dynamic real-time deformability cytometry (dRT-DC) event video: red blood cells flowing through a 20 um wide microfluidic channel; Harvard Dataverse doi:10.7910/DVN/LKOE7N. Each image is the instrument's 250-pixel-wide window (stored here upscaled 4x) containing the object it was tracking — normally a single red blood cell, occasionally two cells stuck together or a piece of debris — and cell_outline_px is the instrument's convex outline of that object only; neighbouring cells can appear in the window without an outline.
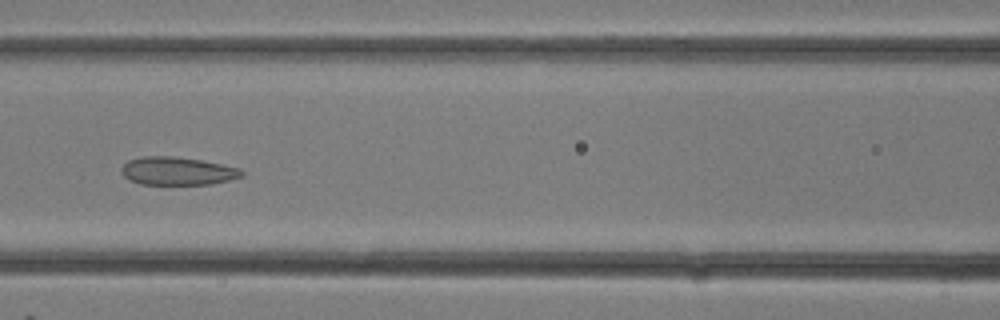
{"species": "common noctule bat (a hibernating species)", "species_latin": "Nyctalus noctula", "temperature_condition": "room temperature", "stored_images_in_passage": 31, "camera_frame_rate_fps": 3000, "um_per_image_px": 0.085, "animal": {"sex": "female"}, "frame": {"image": 1, "passage_image": 14, "time_ms": 4.333, "image_size_px": [1000, 320], "cell_outline_px": [[244, 176], [212, 184], [140, 184], [128, 180], [120, 172], [120, 168], [128, 160], [140, 156], [172, 156], [200, 160], [240, 168], [244, 172]], "centroid_in_image_um": [15.04, 14.54], "position_along_channel_um": 151.6, "area_um2": 19.77}}
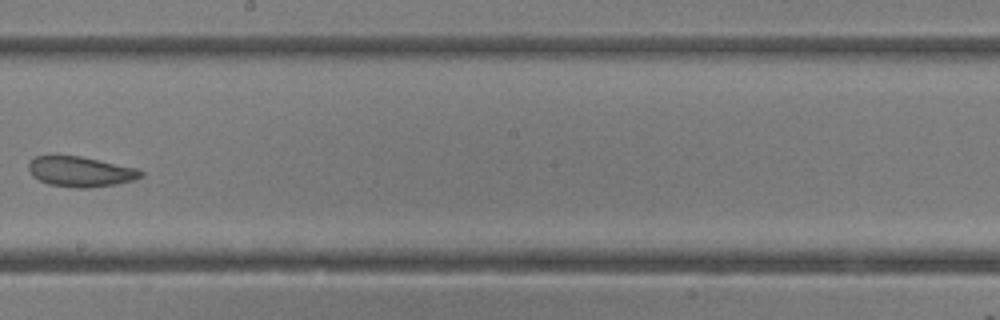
{"frame": {"image": 2, "passage_image": 18, "time_ms": 5.667, "image_size_px": [1000, 320], "cell_outline_px": [[144, 176], [132, 180], [116, 184], [88, 188], [76, 188], [48, 184], [32, 176], [28, 168], [28, 164], [36, 156], [80, 156], [136, 168], [144, 172]], "centroid_in_image_um": [6.85, 14.6], "position_along_channel_um": 241.4, "area_um2": 19.59}}
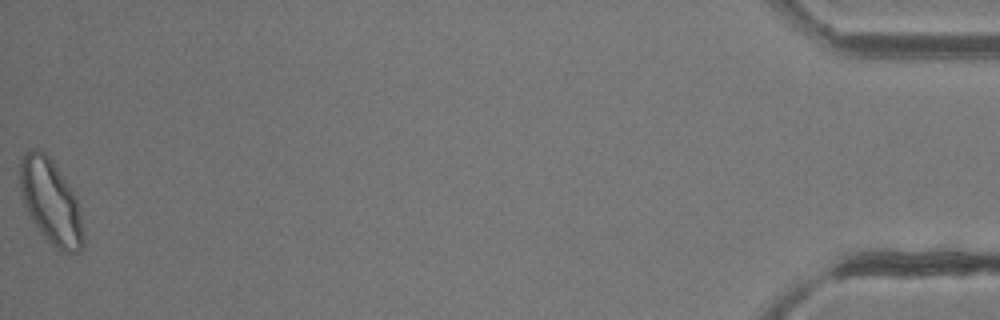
{"frame": {"image": 3, "passage_image": 31, "time_ms": 10.0, "image_size_px": [1000, 320], "cell_outline_px": [[84, 244], [80, 252], [60, 252], [40, 232], [32, 220], [24, 204], [20, 188], [20, 160], [24, 152], [32, 148], [36, 148], [44, 152], [52, 160], [76, 196], [80, 212], [84, 236]], "centroid_in_image_um": [4.32, 17.15], "position_along_channel_um": 430.9, "area_um2": 31.15}}